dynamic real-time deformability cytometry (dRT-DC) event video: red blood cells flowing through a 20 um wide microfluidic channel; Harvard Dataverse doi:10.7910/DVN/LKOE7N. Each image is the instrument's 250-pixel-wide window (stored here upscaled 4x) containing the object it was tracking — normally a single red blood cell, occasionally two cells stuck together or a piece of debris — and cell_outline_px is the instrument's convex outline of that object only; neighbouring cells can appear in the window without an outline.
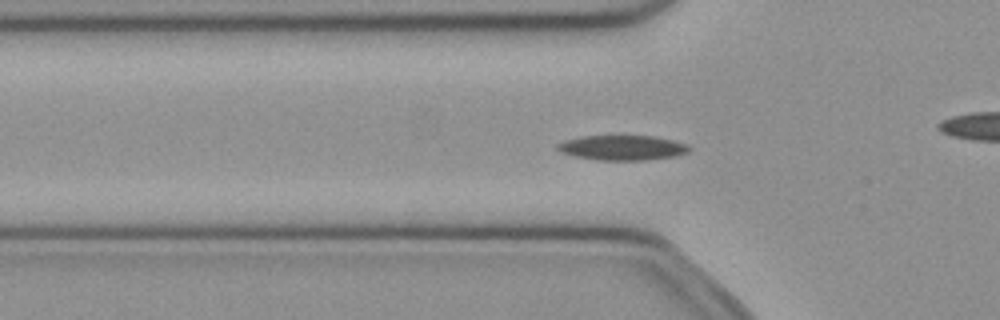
{"species": "common noctule bat (a hibernating species)", "species_latin": "Nyctalus noctula", "temperature_condition": "cold", "stored_images_in_passage": 53, "camera_frame_rate_fps": 3000, "um_per_image_px": 0.085, "animal": {"sex": "female", "body_mass_g": 21.9}, "frame": {"image": 1, "passage_image": 17, "time_ms": 5.333, "image_size_px": [1000, 320], "cell_outline_px": [[692, 148], [688, 152], [676, 156], [644, 160], [596, 160], [576, 156], [560, 152], [556, 148], [556, 144], [564, 140], [580, 136], [656, 136], [688, 144]], "centroid_in_image_um": [52.9, 12.55], "position_along_channel_um": 72.9, "area_um2": 19.25}}
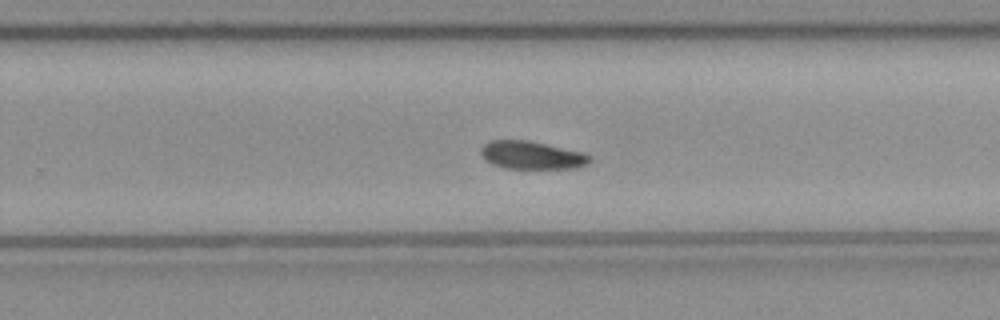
{"frame": {"image": 2, "passage_image": 33, "time_ms": 10.667, "image_size_px": [1000, 320], "cell_outline_px": [[592, 160], [588, 164], [576, 168], [504, 168], [492, 164], [484, 160], [480, 156], [480, 148], [484, 144], [492, 140], [528, 140], [584, 152], [592, 156]], "centroid_in_image_um": [45.2, 13.19], "position_along_channel_um": 284.6, "area_um2": 17.98}}
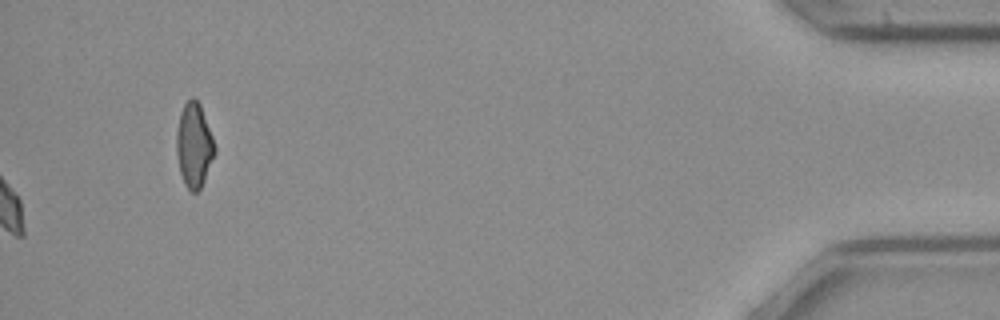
{"frame": {"image": 3, "passage_image": 53, "time_ms": 17.333, "image_size_px": [1000, 320], "cell_outline_px": [[216, 152], [204, 180], [200, 188], [196, 192], [192, 192], [184, 184], [180, 172], [176, 152], [176, 132], [180, 112], [184, 104], [192, 96], [200, 104], [212, 136], [216, 148]], "centroid_in_image_um": [16.48, 12.34], "position_along_channel_um": 418.7, "area_um2": 18.73}, "authors_computed_cell_mechanics": {"area_um2": 18.1492, "velocity_mm_per_s": 3.9549, "shape_relaxation_time_tau1_ms": 4.8214, "shape_relaxation_time_tau2_ms": null, "deformation_change_tau1": 0.117, "deformation_change_tau2": null}}